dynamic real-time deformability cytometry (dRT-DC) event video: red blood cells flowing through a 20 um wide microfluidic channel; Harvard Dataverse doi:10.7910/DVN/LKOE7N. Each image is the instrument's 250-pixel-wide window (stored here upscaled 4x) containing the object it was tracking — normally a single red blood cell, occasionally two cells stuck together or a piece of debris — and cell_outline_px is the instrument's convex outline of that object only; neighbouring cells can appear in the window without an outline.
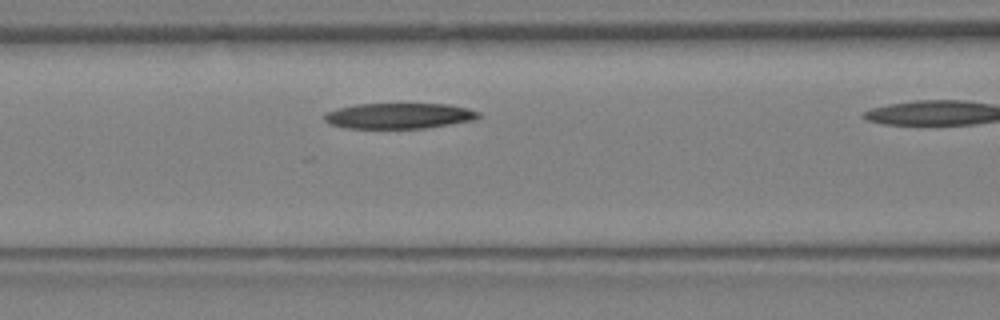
{"species": "Egyptian fruit bat (a non-hibernating species)", "species_latin": "Rousettus aegyptiacus", "temperature_condition": "warm", "stored_images_in_passage": 6, "camera_frame_rate_fps": 3000, "um_per_image_px": 0.085, "animal": {"sex": "female"}, "frame": {"image": 1, "passage_image": 5, "time_ms": 1.333, "image_size_px": [1000, 320], "cell_outline_px": [[480, 116], [472, 120], [424, 128], [348, 128], [328, 124], [324, 120], [324, 116], [328, 112], [336, 108], [356, 104], [448, 104], [468, 108], [480, 112]], "centroid_in_image_um": [33.89, 9.84], "position_along_channel_um": 132.7, "area_um2": 22.89}}